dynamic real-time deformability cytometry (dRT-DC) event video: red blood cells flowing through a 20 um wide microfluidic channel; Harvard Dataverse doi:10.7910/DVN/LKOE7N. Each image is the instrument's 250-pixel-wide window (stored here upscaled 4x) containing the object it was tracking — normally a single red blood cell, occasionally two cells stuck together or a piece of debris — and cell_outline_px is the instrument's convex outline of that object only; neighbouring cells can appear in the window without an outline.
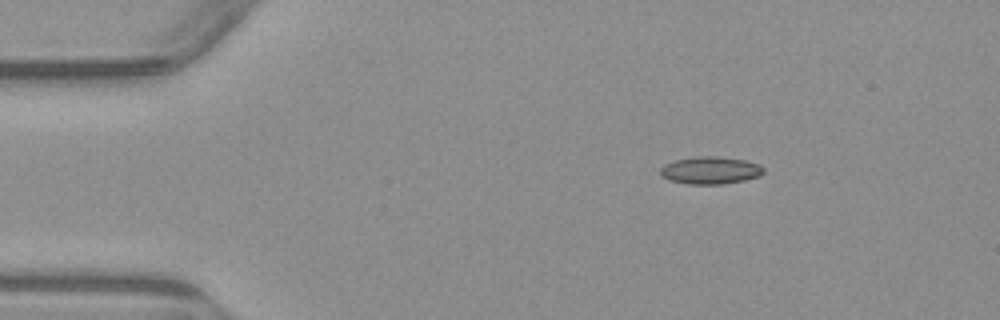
{"species": "common noctule bat (a hibernating species)", "species_latin": "Nyctalus noctula", "temperature_condition": "warm", "stored_images_in_passage": 3, "camera_frame_rate_fps": 3000, "um_per_image_px": 0.085, "animal": {"sex": "male", "body_mass_g": 23.1, "forearm_length_mm": 52.7}, "frame": {"image": 1, "passage_image": 3, "time_ms": 2.333, "image_size_px": [1000, 320], "cell_outline_px": [[764, 172], [760, 176], [744, 180], [724, 184], [688, 184], [668, 180], [660, 176], [660, 168], [664, 164], [676, 160], [696, 156], [716, 156], [744, 160], [760, 164], [764, 168]], "centroid_in_image_um": [60.37, 14.48], "position_along_channel_um": 24.6, "area_um2": 16.65}}